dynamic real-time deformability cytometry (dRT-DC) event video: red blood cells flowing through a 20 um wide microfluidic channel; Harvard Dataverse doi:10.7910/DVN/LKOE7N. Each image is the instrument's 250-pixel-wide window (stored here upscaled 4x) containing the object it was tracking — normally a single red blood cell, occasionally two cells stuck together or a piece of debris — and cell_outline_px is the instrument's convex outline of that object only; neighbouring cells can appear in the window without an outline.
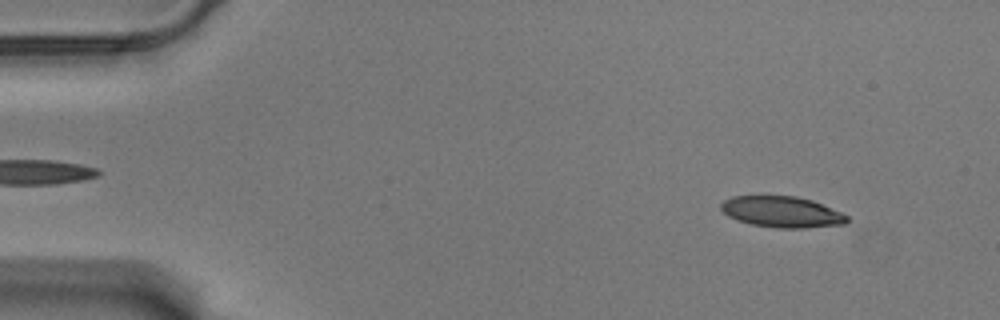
{"species": "Egyptian fruit bat (a non-hibernating species)", "species_latin": "Rousettus aegyptiacus", "temperature_condition": "warm", "stored_images_in_passage": 55, "camera_frame_rate_fps": 3000, "um_per_image_px": 0.085, "animal": {"sex": "male"}, "frame": {"image": 1, "passage_image": 4, "time_ms": 1.0, "image_size_px": [1000, 320], "cell_outline_px": [[848, 220], [844, 224], [804, 228], [776, 228], [752, 224], [736, 220], [728, 216], [720, 208], [720, 204], [724, 200], [732, 196], [796, 196], [812, 200], [840, 212], [848, 216]], "centroid_in_image_um": [66.43, 18.01], "position_along_channel_um": 18.6, "area_um2": 22.72}}
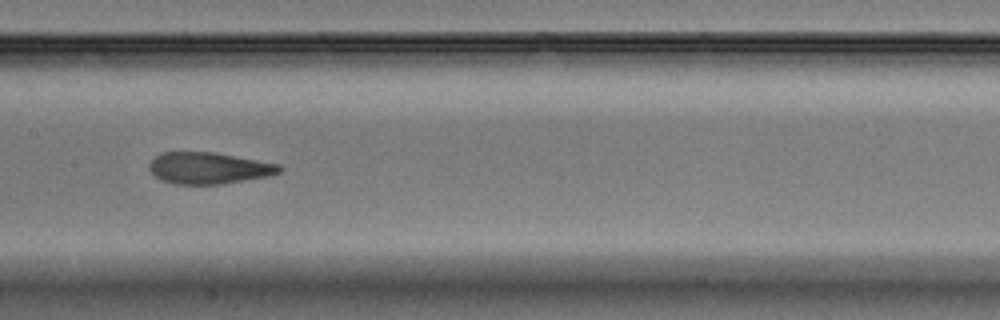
{"frame": {"image": 2, "passage_image": 27, "time_ms": 8.667, "image_size_px": [1000, 320], "cell_outline_px": [[284, 168], [280, 172], [268, 176], [220, 184], [172, 184], [160, 180], [148, 168], [148, 164], [160, 152], [216, 152], [280, 164]], "centroid_in_image_um": [17.74, 14.28], "position_along_channel_um": 189.7, "area_um2": 24.04}}
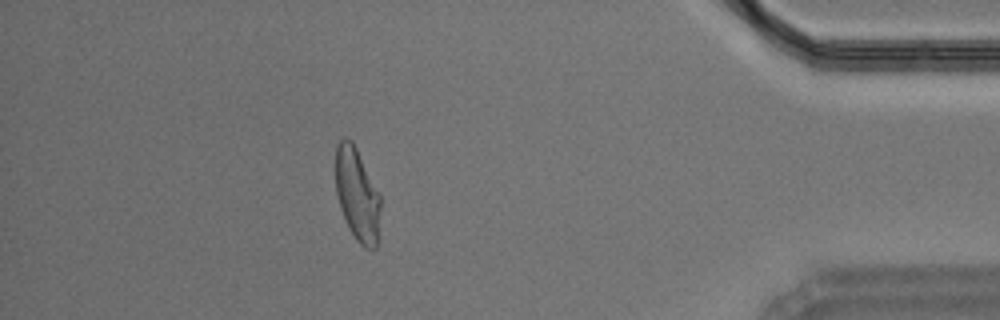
{"frame": {"image": 3, "passage_image": 49, "time_ms": 16.0, "image_size_px": [1000, 320], "cell_outline_px": [[380, 208], [376, 248], [364, 248], [356, 240], [348, 228], [344, 220], [340, 208], [336, 192], [336, 144], [344, 136], [352, 140], [380, 192]], "centroid_in_image_um": [30.35, 16.51], "position_along_channel_um": 404.8, "area_um2": 24.51}, "authors_computed_cell_mechanics": {"area_um2": 24.5072, "velocity_mm_per_s": 3.5217, "shape_relaxation_time_tau1_ms": 8.1239, "shape_relaxation_time_tau2_ms": 1.0947, "deformation_change_tau1": 0.2305, "deformation_change_tau2": 0.0699}}